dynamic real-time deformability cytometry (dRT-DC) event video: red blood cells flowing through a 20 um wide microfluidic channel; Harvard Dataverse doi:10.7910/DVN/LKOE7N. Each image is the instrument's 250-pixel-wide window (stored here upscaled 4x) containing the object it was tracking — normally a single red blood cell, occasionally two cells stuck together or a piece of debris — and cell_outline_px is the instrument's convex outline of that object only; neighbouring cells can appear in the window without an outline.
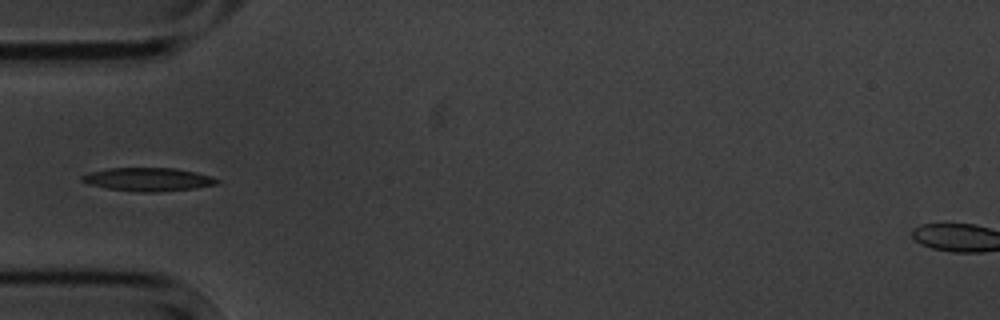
{"species": "common noctule bat (a hibernating species)", "species_latin": "Nyctalus noctula", "temperature_condition": "cold", "stored_images_in_passage": 11, "camera_frame_rate_fps": 3000, "um_per_image_px": 0.085, "animal": {"sex": "male", "body_mass_g": 20.1, "forearm_length_mm": 53.5}, "frame": {"image": 1, "passage_image": 5, "time_ms": 5.667, "image_size_px": [1000, 320], "cell_outline_px": [[220, 180], [216, 184], [196, 188], [156, 192], [136, 192], [108, 188], [88, 184], [80, 180], [80, 176], [92, 172], [108, 168], [176, 168], [196, 172], [212, 176]], "centroid_in_image_um": [12.6, 15.25], "position_along_channel_um": 72.4, "area_um2": 18.38}}
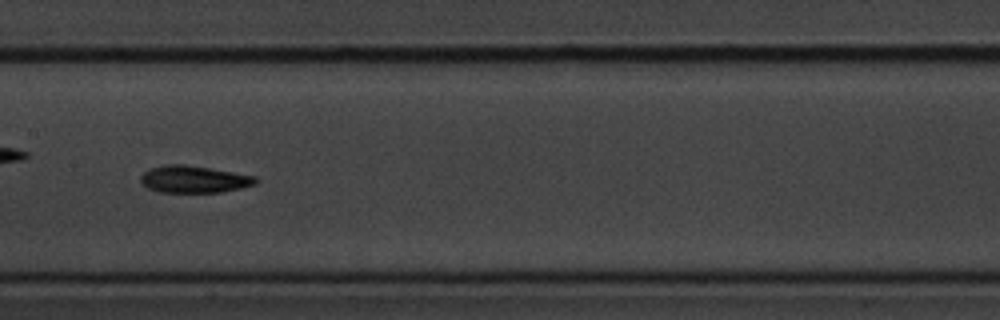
{"frame": {"image": 2, "passage_image": 8, "time_ms": 9.0, "image_size_px": [1000, 320], "cell_outline_px": [[256, 184], [240, 188], [220, 192], [160, 192], [148, 188], [140, 184], [140, 176], [144, 172], [152, 168], [164, 164], [184, 164], [256, 176]], "centroid_in_image_um": [16.44, 15.24], "position_along_channel_um": 191.0, "area_um2": 18.03}}
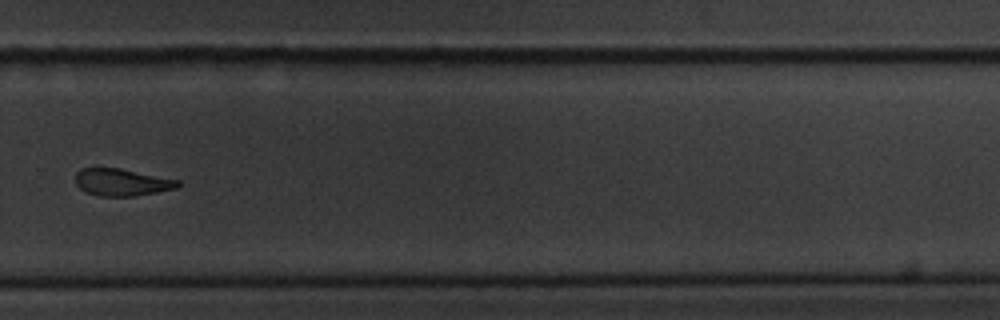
{"frame": {"image": 3, "passage_image": 11, "time_ms": 12.667, "image_size_px": [1000, 320], "cell_outline_px": [[180, 184], [176, 188], [156, 192], [132, 196], [96, 196], [80, 188], [76, 184], [76, 172], [80, 168], [120, 168], [180, 180]], "centroid_in_image_um": [10.35, 15.48], "position_along_channel_um": 319.5, "area_um2": 16.13}}